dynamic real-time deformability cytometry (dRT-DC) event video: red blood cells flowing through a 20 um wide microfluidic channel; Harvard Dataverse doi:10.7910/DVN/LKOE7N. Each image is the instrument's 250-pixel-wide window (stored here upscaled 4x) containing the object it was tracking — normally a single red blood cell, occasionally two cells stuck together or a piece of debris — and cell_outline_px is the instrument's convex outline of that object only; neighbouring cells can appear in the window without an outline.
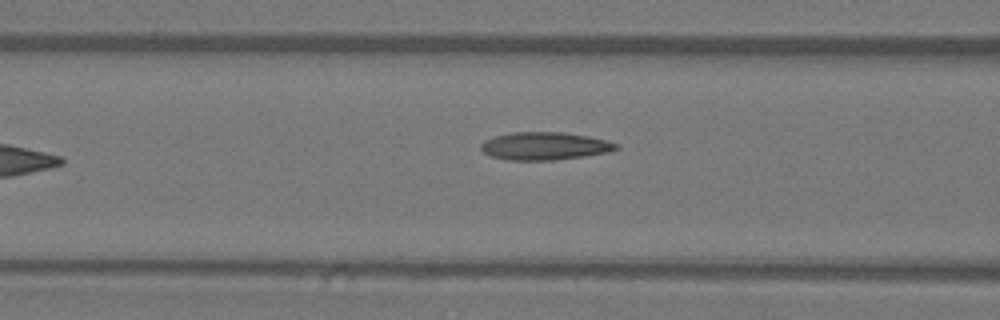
{"species": "Egyptian fruit bat (a non-hibernating species)", "species_latin": "Rousettus aegyptiacus", "temperature_condition": "warm", "stored_images_in_passage": 6, "camera_frame_rate_fps": 3000, "um_per_image_px": 0.085, "animal": {"sex": "female"}, "frame": {"image": 1, "passage_image": 6, "time_ms": 7.0, "image_size_px": [1000, 320], "cell_outline_px": [[620, 148], [608, 152], [584, 156], [552, 160], [508, 160], [492, 156], [484, 152], [480, 148], [480, 144], [484, 140], [496, 136], [512, 132], [564, 132], [588, 136], [620, 144]], "centroid_in_image_um": [46.3, 12.41], "position_along_channel_um": 120.3, "area_um2": 21.85}}